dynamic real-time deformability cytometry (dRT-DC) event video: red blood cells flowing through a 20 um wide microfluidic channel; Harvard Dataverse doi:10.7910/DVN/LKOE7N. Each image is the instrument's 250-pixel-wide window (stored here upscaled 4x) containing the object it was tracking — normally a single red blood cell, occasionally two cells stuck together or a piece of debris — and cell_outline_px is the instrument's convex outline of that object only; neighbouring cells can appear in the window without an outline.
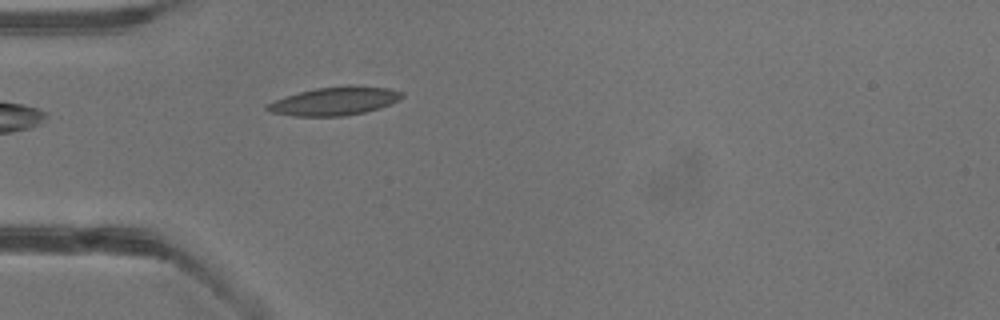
{"species": "common noctule bat (a hibernating species)", "species_latin": "Nyctalus noctula", "temperature_condition": "warm", "stored_images_in_passage": 4, "camera_frame_rate_fps": 3000, "um_per_image_px": 0.085, "animal": {"sex": "male", "body_mass_g": 13.3}, "frame": {"image": 1, "passage_image": 4, "time_ms": 3.333, "image_size_px": [1000, 320], "cell_outline_px": [[404, 96], [400, 100], [392, 104], [380, 108], [364, 112], [344, 116], [296, 116], [272, 112], [264, 108], [268, 104], [276, 100], [300, 92], [316, 88], [388, 88], [404, 92]], "centroid_in_image_um": [28.47, 8.64], "position_along_channel_um": 56.5, "area_um2": 21.27}}